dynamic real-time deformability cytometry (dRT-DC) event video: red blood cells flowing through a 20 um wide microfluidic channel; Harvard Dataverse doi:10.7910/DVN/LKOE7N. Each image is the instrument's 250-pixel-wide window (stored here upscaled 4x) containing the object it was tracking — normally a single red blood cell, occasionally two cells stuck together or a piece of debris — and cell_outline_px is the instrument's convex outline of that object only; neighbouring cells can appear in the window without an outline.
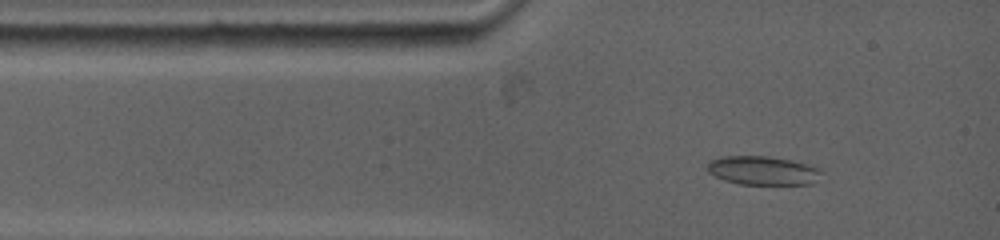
{"species": "common noctule bat (a hibernating species)", "species_latin": "Nyctalus noctula", "temperature_condition": "warm", "stored_images_in_passage": 53, "camera_frame_rate_fps": 5000, "um_per_image_px": 0.085, "animal": {"sex": "female", "body_mass_g": 19.0, "forearm_length_mm": 53.3}, "frame": {"image": 1, "passage_image": 2, "time_ms": 0.2, "image_size_px": [1000, 240], "cell_outline_px": [[824, 172], [812, 184], [740, 184], [724, 180], [708, 172], [708, 164], [712, 160], [720, 156], [768, 156], [792, 160], [808, 164]], "centroid_in_image_um": [64.85, 14.49], "position_along_channel_um": 20.1, "area_um2": 19.07}}
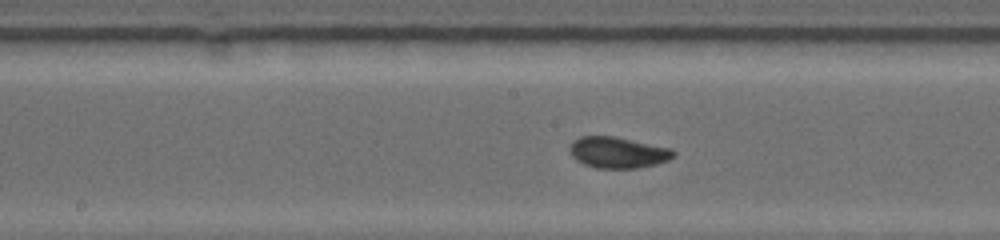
{"frame": {"image": 2, "passage_image": 24, "time_ms": 5.2, "image_size_px": [1000, 240], "cell_outline_px": [[676, 156], [668, 160], [656, 164], [636, 168], [596, 168], [584, 164], [576, 160], [568, 152], [568, 148], [572, 140], [580, 136], [612, 136], [672, 148], [676, 152]], "centroid_in_image_um": [52.49, 12.96], "position_along_channel_um": 195.7, "area_um2": 19.02}}
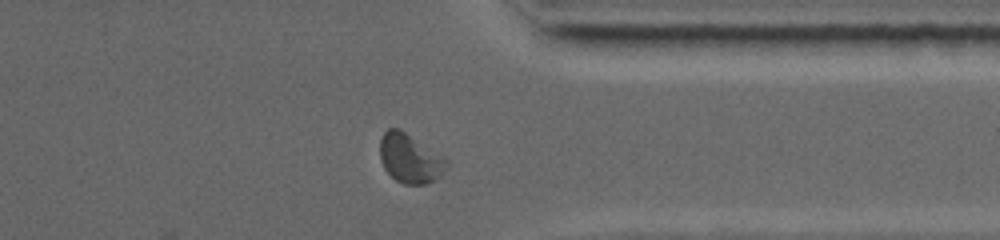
{"frame": {"image": 3, "passage_image": 46, "time_ms": 10.0, "image_size_px": [1000, 240], "cell_outline_px": [[448, 168], [436, 180], [424, 184], [404, 184], [396, 180], [384, 168], [380, 160], [380, 140], [384, 132], [388, 128], [400, 128], [448, 156]], "centroid_in_image_um": [34.91, 13.44], "position_along_channel_um": 376.5, "area_um2": 19.77}, "authors_computed_cell_mechanics": {"area_um2": 18.6116, "velocity_mm_per_s": 3.8495, "shape_relaxation_time_tau1_ms": 8.5079, "shape_relaxation_time_tau2_ms": 1.7086, "deformation_change_tau1": 0.1641, "deformation_change_tau2": 0.0505}}